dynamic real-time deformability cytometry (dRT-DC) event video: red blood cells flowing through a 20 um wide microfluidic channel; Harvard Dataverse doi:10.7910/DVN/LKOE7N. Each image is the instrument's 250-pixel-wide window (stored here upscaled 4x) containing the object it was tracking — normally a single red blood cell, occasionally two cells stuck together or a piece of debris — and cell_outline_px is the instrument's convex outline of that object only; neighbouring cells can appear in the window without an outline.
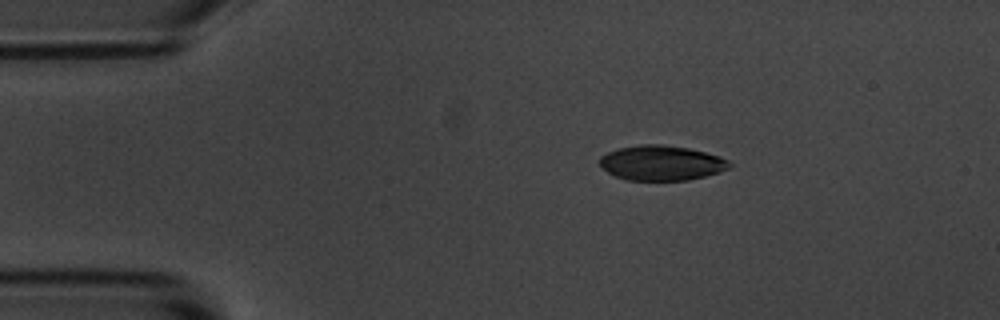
{"species": "common noctule bat (a hibernating species)", "species_latin": "Nyctalus noctula", "temperature_condition": "room temperature", "stored_images_in_passage": 8, "camera_frame_rate_fps": 3000, "um_per_image_px": 0.085, "animal": {"sex": "male", "body_mass_g": 20.1, "forearm_length_mm": 53.5}, "frame": {"image": 1, "passage_image": 1, "time_ms": 0.0, "image_size_px": [1000, 320], "cell_outline_px": [[732, 164], [728, 168], [720, 172], [688, 180], [628, 180], [616, 176], [608, 172], [600, 164], [600, 156], [608, 152], [620, 148], [640, 144], [660, 144], [688, 148], [720, 156], [728, 160]], "centroid_in_image_um": [56.24, 13.85], "position_along_channel_um": 28.8, "area_um2": 26.24}}
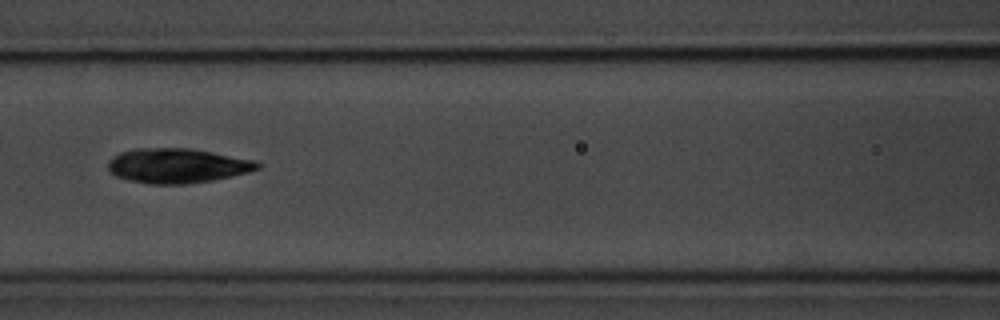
{"frame": {"image": 2, "passage_image": 5, "time_ms": 4.667, "image_size_px": [1000, 320], "cell_outline_px": [[260, 168], [248, 172], [212, 180], [184, 184], [148, 184], [128, 180], [116, 176], [108, 168], [108, 160], [112, 156], [120, 152], [136, 148], [192, 148], [256, 160], [260, 164]], "centroid_in_image_um": [15.05, 14.07], "position_along_channel_um": 151.5, "area_um2": 30.29}}
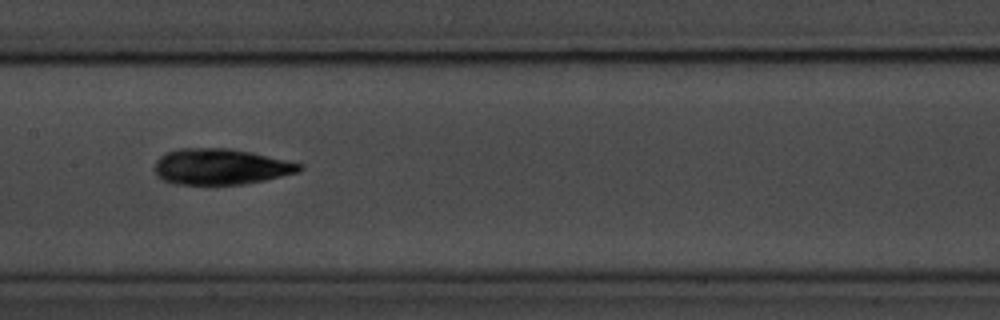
{"frame": {"image": 3, "passage_image": 6, "time_ms": 5.667, "image_size_px": [1000, 320], "cell_outline_px": [[304, 168], [300, 172], [264, 180], [244, 184], [176, 184], [164, 180], [156, 176], [152, 168], [156, 160], [164, 152], [180, 148], [228, 148], [252, 152], [304, 164]], "centroid_in_image_um": [18.74, 14.16], "position_along_channel_um": 188.7, "area_um2": 30.63}}